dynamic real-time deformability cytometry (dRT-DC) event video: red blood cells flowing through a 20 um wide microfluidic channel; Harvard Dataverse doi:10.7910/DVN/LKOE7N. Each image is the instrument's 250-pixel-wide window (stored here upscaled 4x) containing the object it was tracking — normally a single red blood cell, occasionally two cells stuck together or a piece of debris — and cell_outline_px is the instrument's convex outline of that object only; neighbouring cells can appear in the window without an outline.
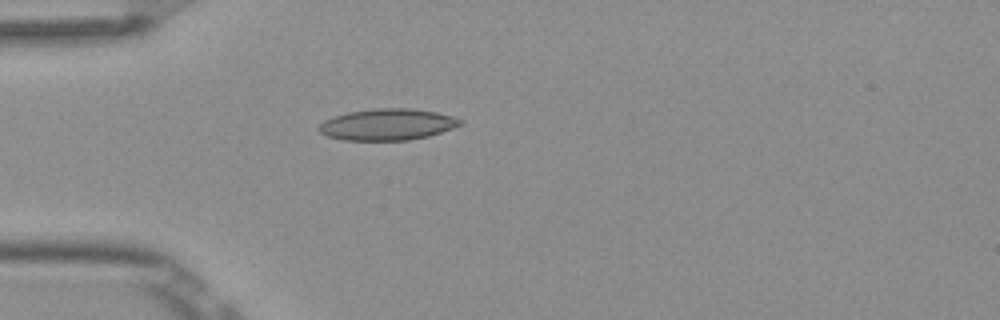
{"species": "Egyptian fruit bat (a non-hibernating species)", "species_latin": "Rousettus aegyptiacus", "temperature_condition": "room temperature", "stored_images_in_passage": 2, "camera_frame_rate_fps": 3000, "um_per_image_px": 0.085, "frame": {"image": 1, "passage_image": 2, "time_ms": 0.333, "image_size_px": [1000, 320], "cell_outline_px": [[464, 120], [460, 124], [452, 128], [428, 136], [408, 140], [344, 140], [328, 136], [320, 132], [316, 128], [324, 120], [332, 116], [348, 112], [376, 108], [408, 108], [436, 112], [452, 116]], "centroid_in_image_um": [32.89, 10.57], "position_along_channel_um": 52.1, "area_um2": 25.78}}